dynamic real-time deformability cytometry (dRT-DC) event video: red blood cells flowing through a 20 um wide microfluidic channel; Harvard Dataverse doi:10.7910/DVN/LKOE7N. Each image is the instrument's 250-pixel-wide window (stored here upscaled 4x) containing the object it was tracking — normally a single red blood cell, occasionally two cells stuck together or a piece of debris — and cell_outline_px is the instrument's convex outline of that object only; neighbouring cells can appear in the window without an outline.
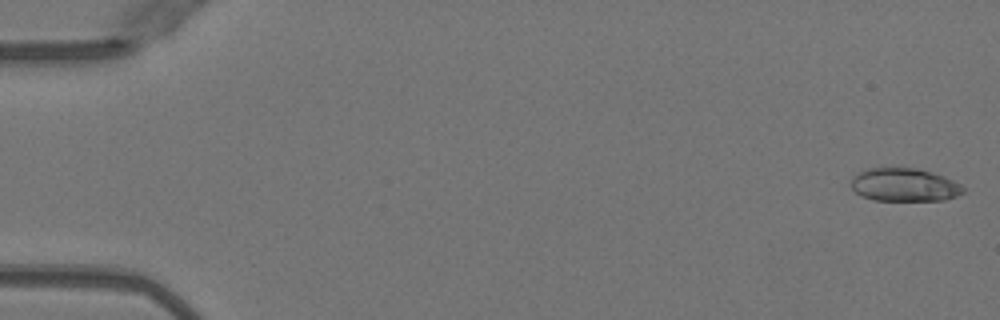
{"species": "Egyptian fruit bat (a non-hibernating species)", "species_latin": "Rousettus aegyptiacus", "temperature_condition": "warm", "stored_images_in_passage": 50, "camera_frame_rate_fps": 3000, "um_per_image_px": 0.085, "animal": {"sex": "female"}, "frame": {"image": 1, "passage_image": 1, "time_ms": 0.0, "image_size_px": [1000, 320], "cell_outline_px": [[964, 192], [956, 196], [944, 200], [872, 200], [860, 196], [852, 188], [852, 180], [860, 172], [868, 168], [916, 168], [932, 172], [944, 176], [960, 184], [964, 188]], "centroid_in_image_um": [76.88, 15.72], "position_along_channel_um": 8.1, "area_um2": 21.5}}
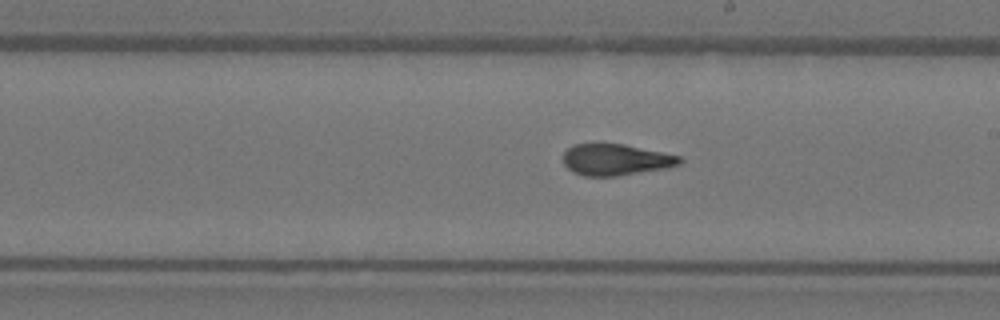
{"frame": {"image": 2, "passage_image": 29, "time_ms": 9.333, "image_size_px": [1000, 320], "cell_outline_px": [[684, 160], [680, 164], [668, 168], [616, 176], [584, 176], [572, 172], [564, 164], [564, 152], [568, 148], [576, 144], [624, 144], [680, 156]], "centroid_in_image_um": [52.36, 13.58], "position_along_channel_um": 236.6, "area_um2": 21.21}}
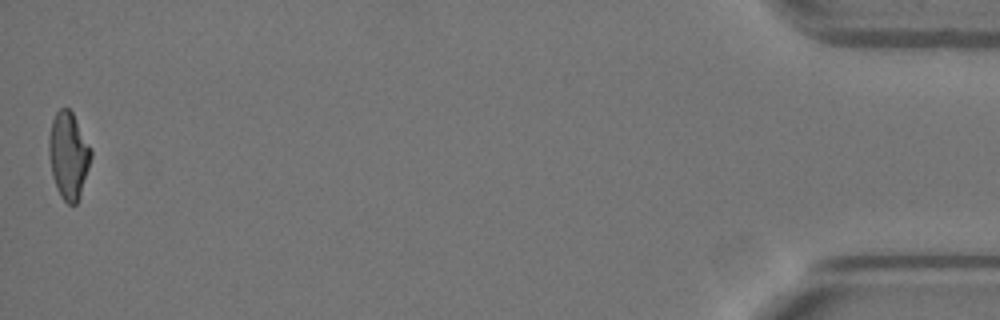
{"frame": {"image": 3, "passage_image": 50, "time_ms": 16.333, "image_size_px": [1000, 320], "cell_outline_px": [[92, 156], [80, 196], [76, 204], [68, 204], [60, 196], [56, 188], [52, 176], [48, 152], [48, 136], [52, 120], [56, 112], [60, 108], [68, 108], [72, 112], [92, 148]], "centroid_in_image_um": [5.81, 13.2], "position_along_channel_um": 429.4, "area_um2": 21.5}, "authors_computed_cell_mechanics": {"area_um2": 21.7039, "velocity_mm_per_s": 4.0504, "shape_relaxation_time_tau1_ms": 4.5716, "shape_relaxation_time_tau2_ms": 1.4932, "deformation_change_tau1": 0.2121, "deformation_change_tau2": 0.1059}}